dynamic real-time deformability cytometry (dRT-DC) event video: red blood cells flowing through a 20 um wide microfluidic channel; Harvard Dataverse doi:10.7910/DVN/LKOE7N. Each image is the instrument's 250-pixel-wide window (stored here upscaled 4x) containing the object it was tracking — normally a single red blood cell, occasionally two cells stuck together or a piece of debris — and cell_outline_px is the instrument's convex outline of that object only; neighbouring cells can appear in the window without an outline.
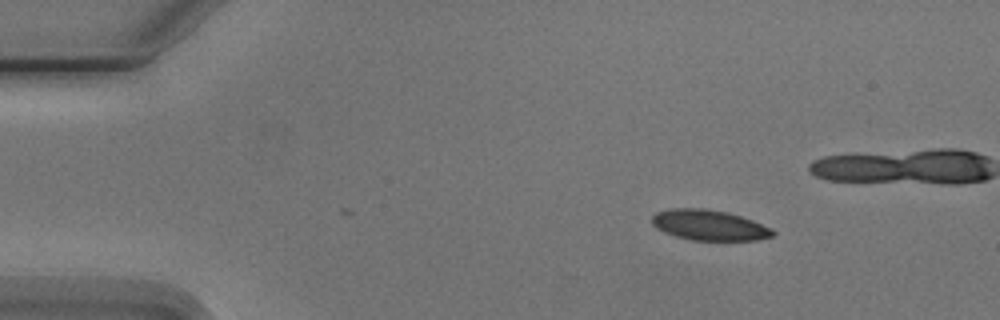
{"species": "Egyptian fruit bat (a non-hibernating species)", "species_latin": "Rousettus aegyptiacus", "temperature_condition": "cold", "stored_images_in_passage": 2, "camera_frame_rate_fps": 3000, "um_per_image_px": 0.085, "animal": {"sex": "male"}, "frame": {"image": 1, "passage_image": 2, "time_ms": 1.333, "image_size_px": [1000, 320], "cell_outline_px": [[776, 232], [772, 236], [756, 240], [692, 240], [676, 236], [664, 232], [656, 228], [652, 224], [652, 216], [656, 212], [672, 208], [704, 208], [728, 212], [752, 220], [772, 228]], "centroid_in_image_um": [60.27, 19.13], "position_along_channel_um": 24.7, "area_um2": 21.44}}